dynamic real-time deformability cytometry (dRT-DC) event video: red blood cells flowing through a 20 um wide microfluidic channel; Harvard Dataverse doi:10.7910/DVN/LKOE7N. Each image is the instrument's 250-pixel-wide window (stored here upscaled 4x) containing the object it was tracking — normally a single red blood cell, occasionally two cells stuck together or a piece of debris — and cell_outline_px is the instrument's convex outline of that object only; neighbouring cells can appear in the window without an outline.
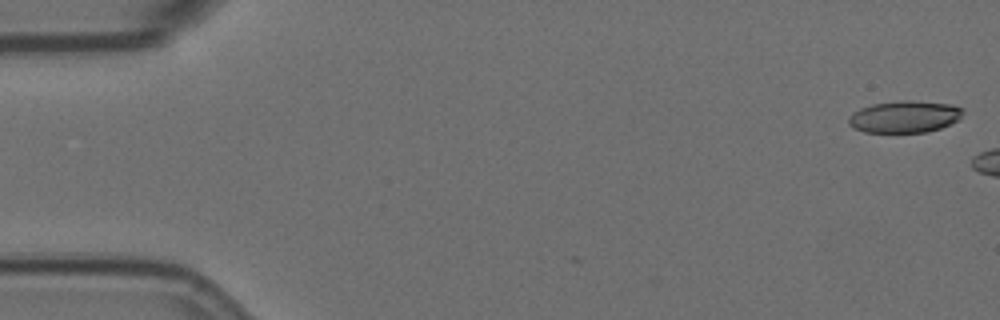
{"species": "Egyptian fruit bat (a non-hibernating species)", "species_latin": "Rousettus aegyptiacus", "temperature_condition": "room temperature", "stored_images_in_passage": 4, "camera_frame_rate_fps": 3000, "um_per_image_px": 0.085, "animal": {"sex": "female"}, "frame": {"image": 1, "passage_image": 1, "time_ms": 0.0, "image_size_px": [1000, 320], "cell_outline_px": [[964, 112], [960, 120], [940, 128], [928, 132], [864, 132], [852, 128], [848, 124], [848, 116], [852, 112], [860, 108], [872, 104], [904, 100], [912, 100], [952, 104], [964, 108]], "centroid_in_image_um": [76.9, 9.92], "position_along_channel_um": 8.1, "area_um2": 21.62}}